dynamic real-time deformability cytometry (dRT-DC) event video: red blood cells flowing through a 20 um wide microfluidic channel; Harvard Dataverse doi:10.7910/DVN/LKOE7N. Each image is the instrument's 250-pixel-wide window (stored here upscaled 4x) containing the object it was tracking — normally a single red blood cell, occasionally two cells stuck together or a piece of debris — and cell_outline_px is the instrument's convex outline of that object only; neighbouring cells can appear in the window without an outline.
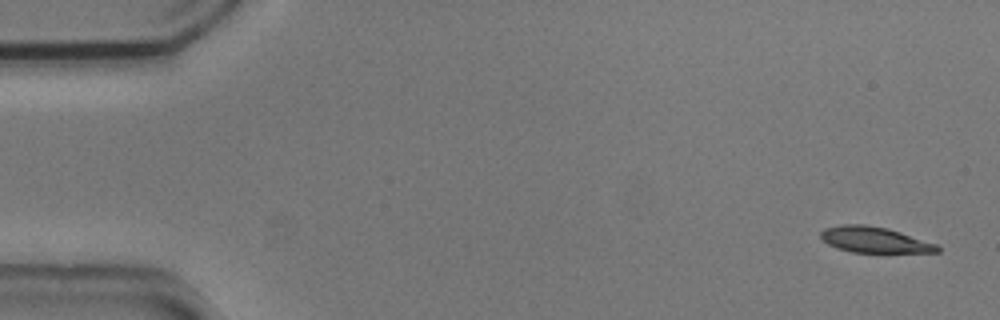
{"species": "common noctule bat (a hibernating species)", "species_latin": "Nyctalus noctula", "temperature_condition": "cold", "stored_images_in_passage": 6, "segment_of_instrument_passage": [1, 2], "camera_frame_rate_fps": 3000, "um_per_image_px": 0.085, "animal": {"sex": "male", "body_mass_g": 20.5, "forearm_length_mm": 52.5}, "frame": {"image": 1, "passage_image": 1, "time_ms": 0.0, "image_size_px": [1000, 320], "cell_outline_px": [[940, 252], [852, 252], [836, 248], [828, 244], [820, 236], [820, 232], [824, 228], [840, 224], [864, 224], [888, 228], [936, 244], [940, 248]], "centroid_in_image_um": [74.29, 20.37], "position_along_channel_um": 10.7, "area_um2": 17.46}}